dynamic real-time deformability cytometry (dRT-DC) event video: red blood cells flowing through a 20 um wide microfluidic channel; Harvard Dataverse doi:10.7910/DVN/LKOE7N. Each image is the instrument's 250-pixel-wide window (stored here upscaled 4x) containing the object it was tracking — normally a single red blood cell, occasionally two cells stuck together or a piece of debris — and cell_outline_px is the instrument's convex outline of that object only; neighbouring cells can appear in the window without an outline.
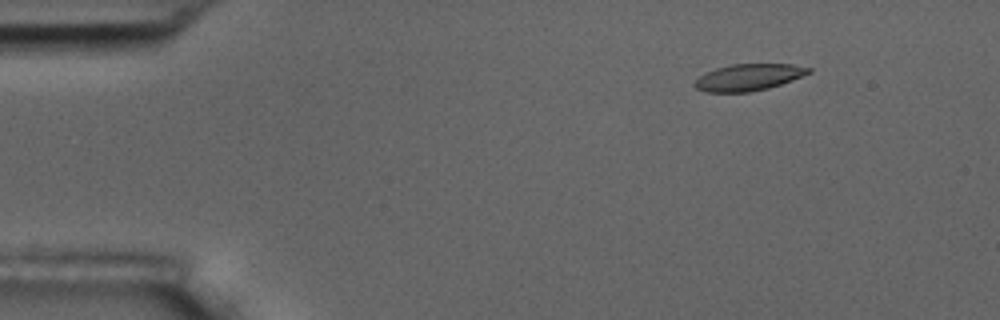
{"species": "common noctule bat (a hibernating species)", "species_latin": "Nyctalus noctula", "temperature_condition": "room temperature", "stored_images_in_passage": 4, "camera_frame_rate_fps": 3000, "um_per_image_px": 0.085, "animal": {"sex": "male", "body_mass_g": 17.5, "forearm_length_mm": 52.3}, "frame": {"image": 1, "passage_image": 2, "time_ms": 1.0, "image_size_px": [1000, 320], "cell_outline_px": [[812, 72], [792, 80], [768, 88], [748, 92], [708, 92], [696, 88], [696, 80], [700, 76], [716, 68], [732, 64], [792, 64], [812, 68]], "centroid_in_image_um": [63.67, 6.56], "position_along_channel_um": 21.3, "area_um2": 17.46}}